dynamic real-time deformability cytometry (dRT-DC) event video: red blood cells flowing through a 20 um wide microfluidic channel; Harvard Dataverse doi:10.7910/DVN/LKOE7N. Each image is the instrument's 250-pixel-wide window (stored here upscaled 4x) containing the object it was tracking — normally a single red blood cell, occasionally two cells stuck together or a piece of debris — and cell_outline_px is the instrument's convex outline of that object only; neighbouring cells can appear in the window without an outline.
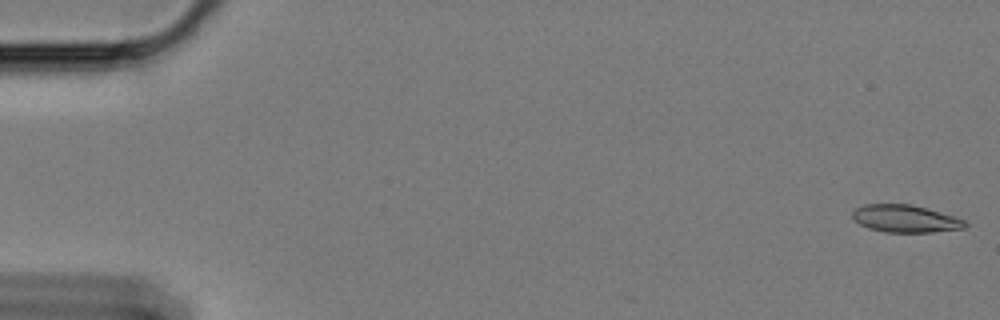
{"species": "Egyptian fruit bat (a non-hibernating species)", "species_latin": "Rousettus aegyptiacus", "temperature_condition": "cold", "stored_images_in_passage": 5, "camera_frame_rate_fps": 3000, "um_per_image_px": 0.085, "animal": {"sex": "female"}, "frame": {"image": 1, "passage_image": 1, "time_ms": 0.0, "image_size_px": [1000, 320], "cell_outline_px": [[968, 224], [964, 228], [932, 232], [884, 232], [868, 228], [860, 224], [852, 216], [852, 212], [856, 208], [864, 204], [912, 204], [952, 216], [964, 220]], "centroid_in_image_um": [76.92, 18.59], "position_along_channel_um": 8.1, "area_um2": 17.8}}